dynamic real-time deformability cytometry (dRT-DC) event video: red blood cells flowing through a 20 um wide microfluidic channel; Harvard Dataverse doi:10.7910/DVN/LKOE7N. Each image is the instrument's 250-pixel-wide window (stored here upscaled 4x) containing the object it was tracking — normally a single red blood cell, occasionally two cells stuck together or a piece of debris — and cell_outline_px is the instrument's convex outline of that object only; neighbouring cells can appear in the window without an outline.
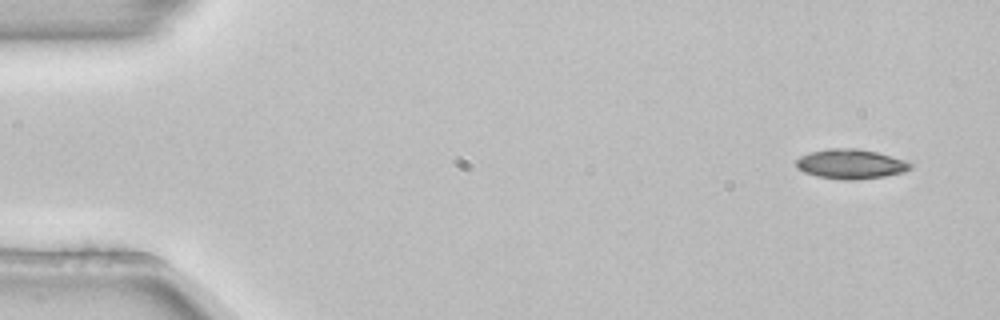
{"species": "common noctule bat (a hibernating species)", "species_latin": "Nyctalus noctula", "temperature_condition": "room temperature", "stored_images_in_passage": 4, "camera_frame_rate_fps": 3000, "um_per_image_px": 0.085, "animal": {"sex": "female", "body_mass_g": 22.7, "forearm_length_mm": 54.2}, "frame": {"image": 1, "passage_image": 1, "time_ms": 0.0, "image_size_px": [1000, 320], "cell_outline_px": [[912, 168], [904, 172], [884, 176], [856, 180], [844, 180], [816, 176], [804, 172], [796, 168], [796, 160], [800, 156], [808, 152], [828, 148], [856, 148], [876, 152], [892, 156], [904, 160], [912, 164]], "centroid_in_image_um": [72.28, 13.94], "position_along_channel_um": 12.7, "area_um2": 19.88}}
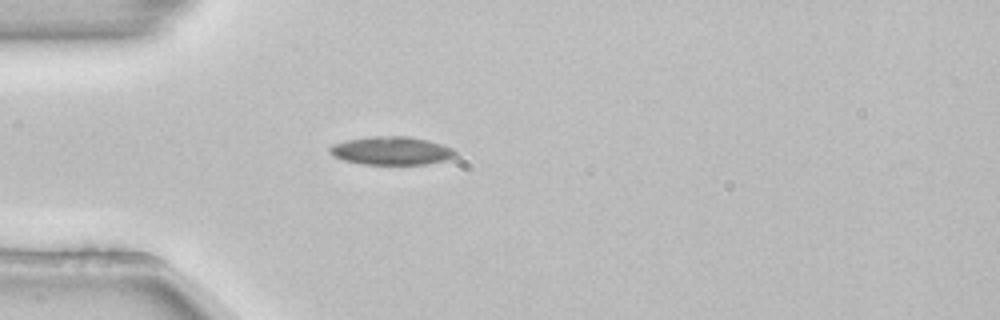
{"frame": {"image": 2, "passage_image": 4, "time_ms": 1.0, "image_size_px": [1000, 320], "cell_outline_px": [[456, 156], [444, 160], [428, 164], [360, 164], [344, 160], [332, 156], [328, 152], [328, 148], [332, 144], [348, 140], [368, 136], [408, 136], [428, 140], [452, 148], [456, 152]], "centroid_in_image_um": [33.23, 12.81], "position_along_channel_um": 51.8, "area_um2": 20.75}}